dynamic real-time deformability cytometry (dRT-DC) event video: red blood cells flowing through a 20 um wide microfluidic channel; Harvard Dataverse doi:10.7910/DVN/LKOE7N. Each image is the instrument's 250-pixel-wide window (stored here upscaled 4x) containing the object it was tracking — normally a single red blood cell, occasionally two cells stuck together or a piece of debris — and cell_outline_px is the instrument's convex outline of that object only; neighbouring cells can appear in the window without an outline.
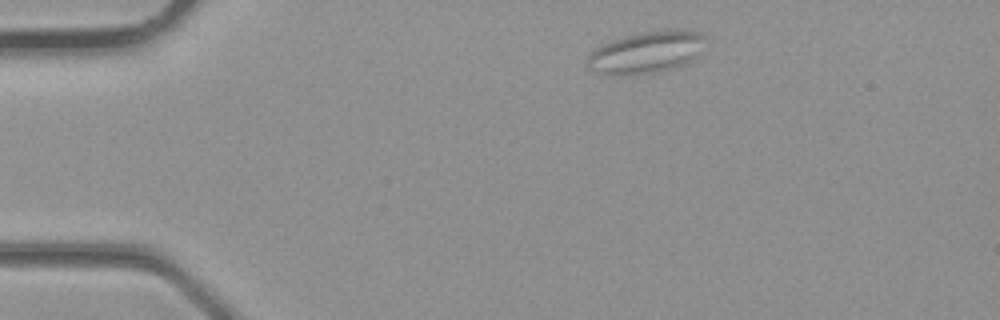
{"species": "common noctule bat (a hibernating species)", "species_latin": "Nyctalus noctula", "temperature_condition": "room temperature", "stored_images_in_passage": 3, "camera_frame_rate_fps": 3000, "um_per_image_px": 0.085, "animal": {"sex": "male", "body_mass_g": 23.1, "forearm_length_mm": 52.7}, "frame": {"image": 1, "passage_image": 1, "time_ms": 0.0, "image_size_px": [1000, 320], "cell_outline_px": [[704, 36], [700, 56], [676, 68], [628, 76], [620, 76], [600, 72], [588, 68], [588, 56], [596, 48], [604, 44], [640, 32], [668, 28], [684, 28], [700, 32]], "centroid_in_image_um": [55.02, 4.43], "position_along_channel_um": 30.0, "area_um2": 28.9}}